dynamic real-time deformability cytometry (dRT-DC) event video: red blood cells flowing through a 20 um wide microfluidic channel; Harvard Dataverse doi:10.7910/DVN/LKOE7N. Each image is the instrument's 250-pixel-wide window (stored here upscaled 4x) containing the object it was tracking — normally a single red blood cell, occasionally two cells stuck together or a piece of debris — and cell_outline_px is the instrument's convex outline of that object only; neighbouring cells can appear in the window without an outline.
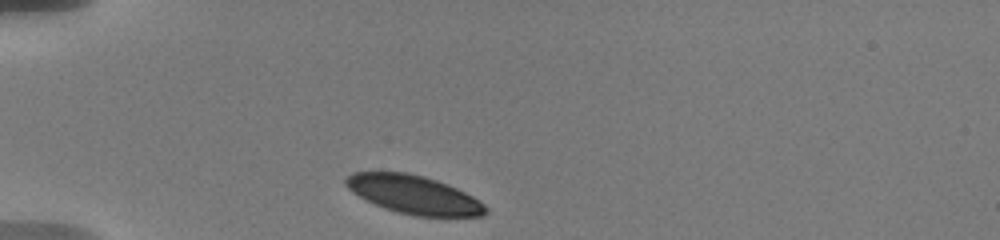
{"species": "human", "species_latin": "Homo sapiens", "temperature_condition": "warm", "stored_images_in_passage": 21, "camera_frame_rate_fps": 3000, "um_per_image_px": 0.085, "donor": {"sex": "male"}, "frame": {"image": 1, "passage_image": 1, "time_ms": 0.0, "image_size_px": [1000, 240], "cell_outline_px": [[488, 212], [484, 216], [416, 216], [384, 208], [352, 192], [344, 184], [344, 180], [352, 172], [404, 172], [424, 176], [448, 184], [480, 200], [488, 208]], "centroid_in_image_um": [35.2, 16.54], "position_along_channel_um": 49.8, "area_um2": 31.1}}
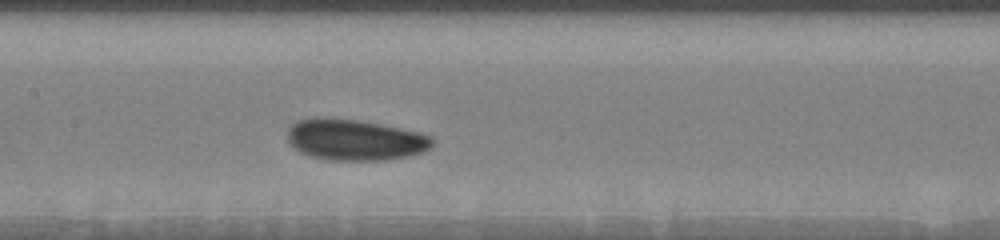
{"frame": {"image": 2, "passage_image": 11, "time_ms": 4.333, "image_size_px": [1000, 240], "cell_outline_px": [[436, 140], [432, 148], [424, 152], [408, 156], [388, 160], [324, 160], [308, 156], [300, 152], [288, 140], [288, 128], [292, 124], [300, 120], [316, 116], [356, 120], [400, 128], [420, 132], [432, 136]], "centroid_in_image_um": [30.21, 11.89], "position_along_channel_um": 177.2, "area_um2": 35.03}}
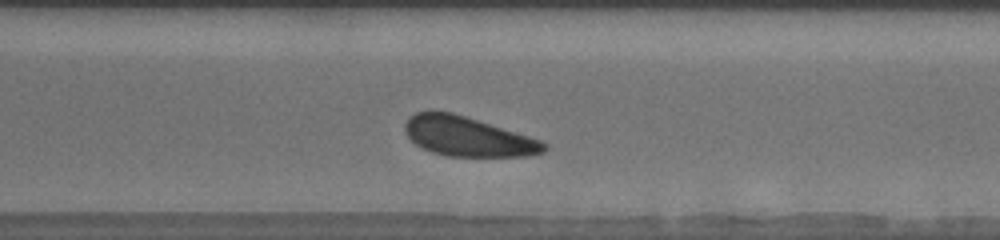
{"frame": {"image": 3, "passage_image": 20, "time_ms": 8.667, "image_size_px": [1000, 240], "cell_outline_px": [[548, 148], [544, 152], [528, 156], [444, 156], [420, 148], [404, 132], [404, 124], [408, 116], [416, 112], [452, 112], [528, 136], [540, 140], [548, 144]], "centroid_in_image_um": [39.73, 11.62], "position_along_channel_um": 330.9, "area_um2": 31.91}}